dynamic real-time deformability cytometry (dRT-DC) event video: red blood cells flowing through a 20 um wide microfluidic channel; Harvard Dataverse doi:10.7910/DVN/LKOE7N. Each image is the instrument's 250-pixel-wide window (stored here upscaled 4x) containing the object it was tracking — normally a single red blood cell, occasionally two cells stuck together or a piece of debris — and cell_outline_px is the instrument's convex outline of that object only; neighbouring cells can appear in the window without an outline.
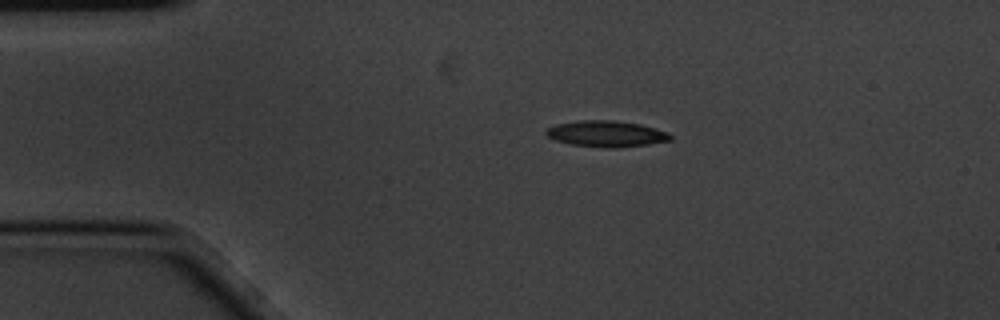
{"species": "common noctule bat (a hibernating species)", "species_latin": "Nyctalus noctula", "temperature_condition": "cold", "stored_images_in_passage": 5, "camera_frame_rate_fps": 3000, "um_per_image_px": 0.085, "animal": {"sex": "male", "body_mass_g": 20.1, "forearm_length_mm": 53.5}, "frame": {"image": 1, "passage_image": 1, "time_ms": 0.0, "image_size_px": [1000, 320], "cell_outline_px": [[672, 140], [648, 144], [620, 148], [608, 148], [568, 144], [556, 140], [548, 136], [544, 132], [548, 128], [556, 124], [576, 120], [612, 120], [640, 124], [656, 128], [668, 132], [672, 136]], "centroid_in_image_um": [51.55, 11.37], "position_along_channel_um": 33.5, "area_um2": 19.07}}
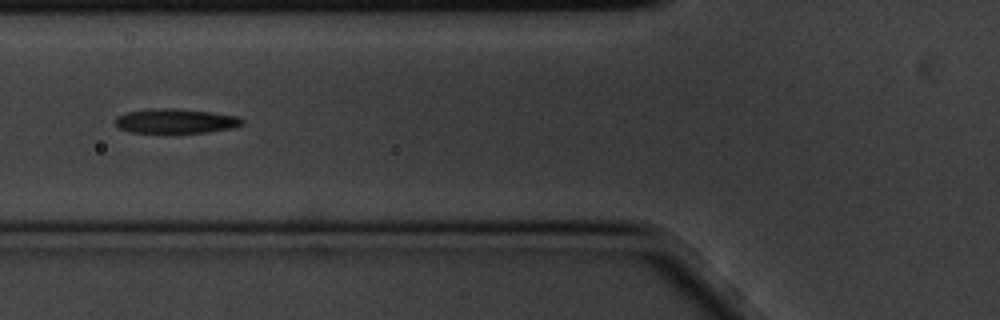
{"frame": {"image": 2, "passage_image": 4, "time_ms": 1.0, "image_size_px": [1000, 320], "cell_outline_px": [[244, 124], [228, 128], [208, 132], [132, 132], [120, 128], [116, 124], [116, 116], [128, 112], [152, 108], [176, 108], [212, 112], [240, 116], [244, 120]], "centroid_in_image_um": [14.96, 10.27], "position_along_channel_um": 110.8, "area_um2": 17.98}}
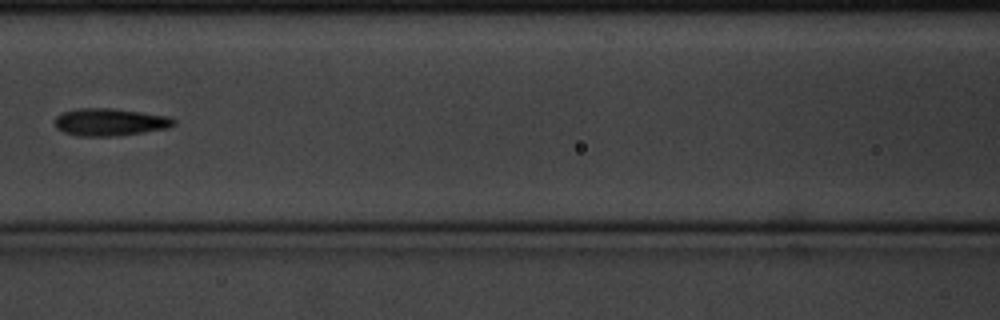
{"frame": {"image": 3, "passage_image": 5, "time_ms": 1.333, "image_size_px": [1000, 320], "cell_outline_px": [[176, 124], [168, 128], [120, 136], [80, 136], [64, 132], [56, 128], [56, 116], [60, 112], [76, 108], [112, 108], [168, 116], [176, 120]], "centroid_in_image_um": [9.34, 10.37], "position_along_channel_um": 157.3, "area_um2": 19.13}}